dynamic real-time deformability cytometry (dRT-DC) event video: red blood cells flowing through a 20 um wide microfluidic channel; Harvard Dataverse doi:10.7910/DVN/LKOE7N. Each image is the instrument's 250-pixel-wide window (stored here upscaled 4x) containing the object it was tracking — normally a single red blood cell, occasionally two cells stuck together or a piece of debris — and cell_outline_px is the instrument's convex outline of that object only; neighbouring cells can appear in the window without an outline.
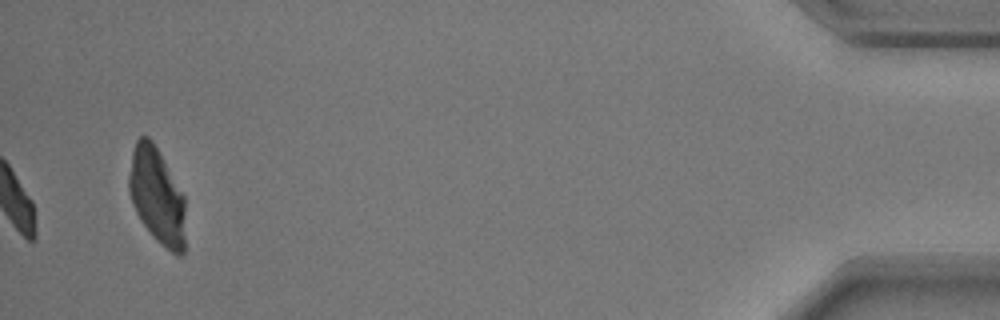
{"species": "common noctule bat (a hibernating species)", "species_latin": "Nyctalus noctula", "temperature_condition": "warm", "stored_images_in_passage": 39, "segment_of_instrument_passage": [2, 2], "camera_frame_rate_fps": 3000, "um_per_image_px": 0.085, "animal": {"sex": "male", "body_mass_g": 17.9}, "frame": {"image": 1, "passage_image": 39, "time_ms": 12.667, "image_size_px": [1000, 320], "cell_outline_px": [[184, 252], [180, 256], [176, 256], [156, 240], [152, 236], [136, 212], [132, 204], [128, 192], [128, 176], [132, 152], [136, 140], [140, 136], [148, 136], [152, 140], [184, 196]], "centroid_in_image_um": [13.31, 16.66], "position_along_channel_um": 421.9, "area_um2": 31.44}}